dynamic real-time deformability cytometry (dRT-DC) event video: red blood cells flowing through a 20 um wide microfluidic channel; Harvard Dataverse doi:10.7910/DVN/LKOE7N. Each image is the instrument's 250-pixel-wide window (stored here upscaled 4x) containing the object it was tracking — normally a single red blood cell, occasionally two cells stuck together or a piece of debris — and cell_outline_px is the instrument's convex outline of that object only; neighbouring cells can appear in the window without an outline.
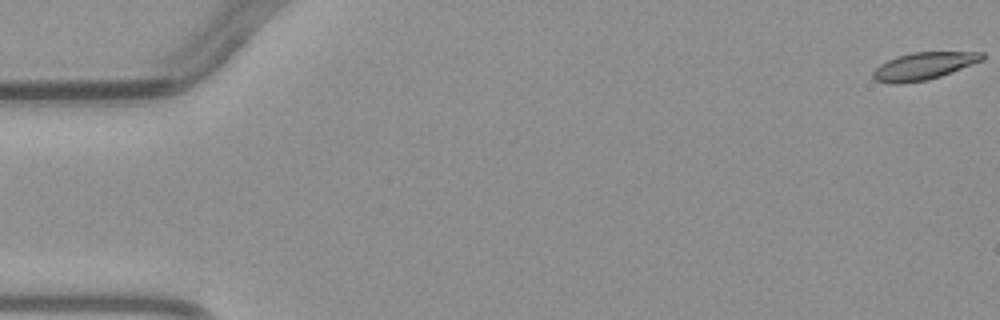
{"species": "common noctule bat (a hibernating species)", "species_latin": "Nyctalus noctula", "temperature_condition": "warm", "stored_images_in_passage": 4, "camera_frame_rate_fps": 3000, "um_per_image_px": 0.085, "animal": {"sex": "male", "body_mass_g": 23.1, "forearm_length_mm": 52.7}, "frame": {"image": 1, "passage_image": 1, "time_ms": 0.0, "image_size_px": [1000, 320], "cell_outline_px": [[984, 60], [940, 76], [928, 80], [896, 84], [876, 80], [872, 76], [872, 72], [880, 64], [896, 56], [912, 52], [984, 52]], "centroid_in_image_um": [78.51, 5.6], "position_along_channel_um": 6.5, "area_um2": 17.28}}
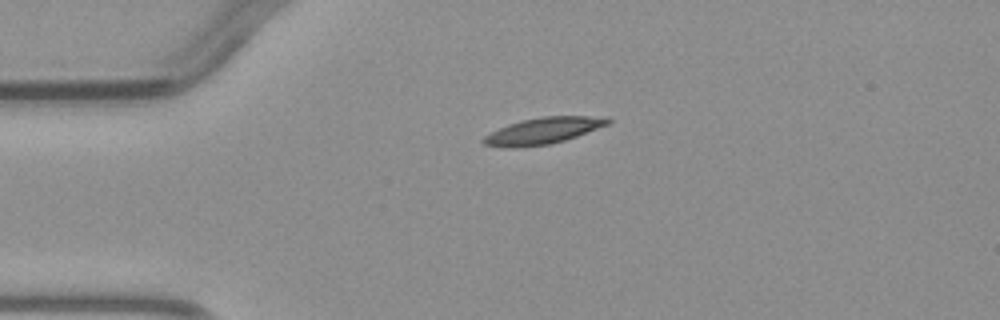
{"frame": {"image": 2, "passage_image": 3, "time_ms": 3.667, "image_size_px": [1000, 320], "cell_outline_px": [[612, 120], [608, 124], [576, 136], [564, 140], [548, 144], [512, 148], [508, 148], [484, 144], [480, 140], [484, 136], [508, 124], [524, 120], [544, 116], [608, 116]], "centroid_in_image_um": [46.18, 11.11], "position_along_channel_um": 38.8, "area_um2": 18.9}}